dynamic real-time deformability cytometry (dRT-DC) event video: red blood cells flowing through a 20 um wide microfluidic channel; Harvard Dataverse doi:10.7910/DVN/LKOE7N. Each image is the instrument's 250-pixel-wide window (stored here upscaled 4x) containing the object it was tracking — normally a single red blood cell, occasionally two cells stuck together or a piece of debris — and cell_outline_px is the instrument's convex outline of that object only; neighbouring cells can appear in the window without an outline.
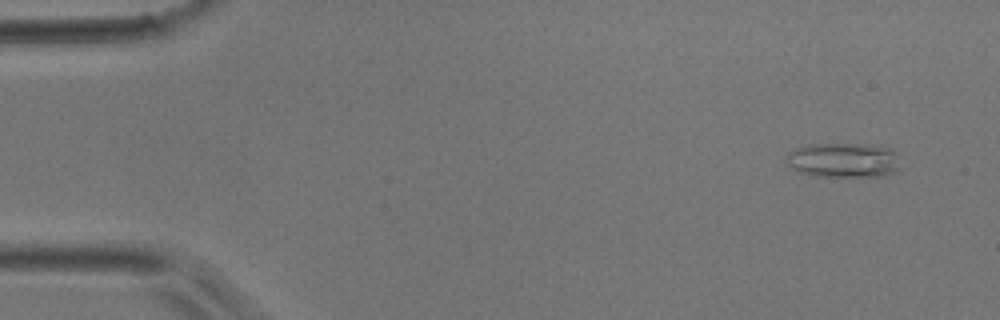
{"species": "common noctule bat (a hibernating species)", "species_latin": "Nyctalus noctula", "temperature_condition": "room temperature", "stored_images_in_passage": 46, "camera_frame_rate_fps": 3000, "um_per_image_px": 0.085, "animal": {"sex": "male", "body_mass_g": 17.9}, "frame": {"image": 1, "passage_image": 3, "time_ms": 0.667, "image_size_px": [1000, 320], "cell_outline_px": [[900, 168], [892, 172], [880, 176], [812, 176], [800, 172], [792, 168], [788, 164], [788, 152], [796, 148], [816, 144], [864, 144], [888, 148], [896, 152], [900, 156]], "centroid_in_image_um": [71.74, 13.62], "position_along_channel_um": 13.3, "area_um2": 22.95}}
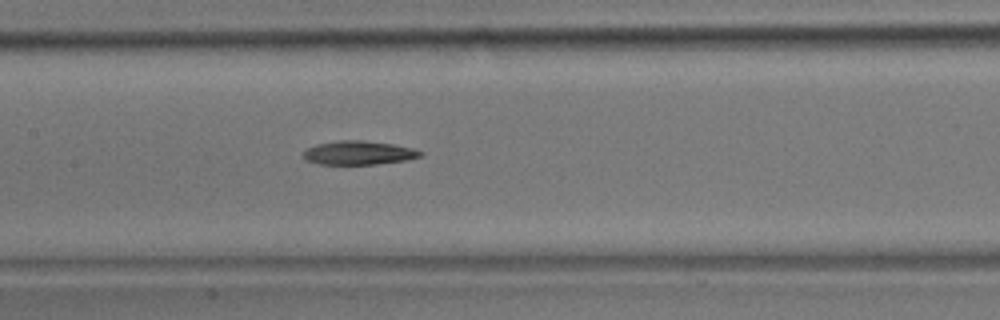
{"frame": {"image": 2, "passage_image": 22, "time_ms": 7.0, "image_size_px": [1000, 320], "cell_outline_px": [[424, 156], [408, 160], [376, 164], [320, 164], [308, 160], [304, 156], [304, 152], [308, 148], [316, 144], [340, 140], [364, 140], [392, 144], [412, 148], [424, 152]], "centroid_in_image_um": [30.56, 12.98], "position_along_channel_um": 176.8, "area_um2": 16.18}}
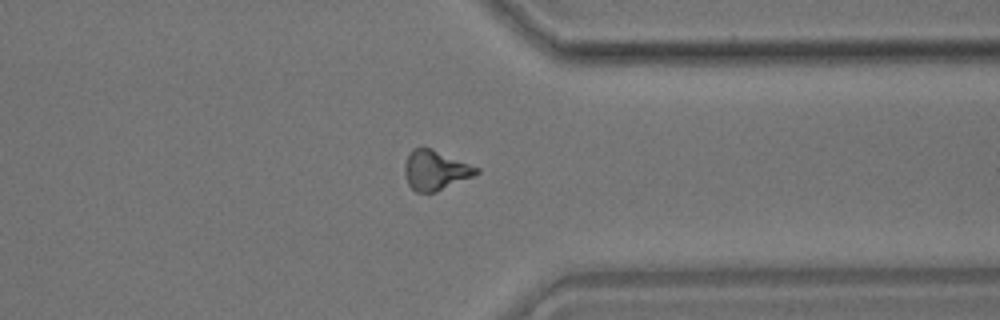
{"frame": {"image": 3, "passage_image": 36, "time_ms": 11.667, "image_size_px": [1000, 320], "cell_outline_px": [[480, 172], [472, 176], [436, 192], [416, 192], [408, 184], [404, 172], [404, 164], [412, 148], [432, 148], [480, 168]], "centroid_in_image_um": [37.0, 14.46], "position_along_channel_um": 374.4, "area_um2": 16.47}}